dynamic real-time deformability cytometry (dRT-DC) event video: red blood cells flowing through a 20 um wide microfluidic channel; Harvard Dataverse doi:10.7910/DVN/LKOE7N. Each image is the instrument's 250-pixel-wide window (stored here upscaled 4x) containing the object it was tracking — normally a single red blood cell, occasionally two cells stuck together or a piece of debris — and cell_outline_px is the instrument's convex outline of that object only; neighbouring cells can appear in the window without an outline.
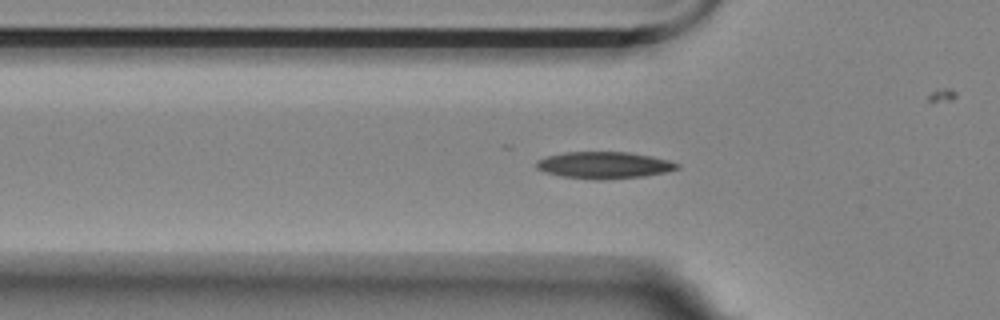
{"species": "Egyptian fruit bat (a non-hibernating species)", "species_latin": "Rousettus aegyptiacus", "temperature_condition": "room temperature", "stored_images_in_passage": 22, "camera_frame_rate_fps": 3000, "um_per_image_px": 0.085, "animal": {"sex": "female"}, "frame": {"image": 1, "passage_image": 5, "time_ms": 1.333, "image_size_px": [1000, 320], "cell_outline_px": [[680, 168], [664, 172], [644, 176], [600, 180], [560, 176], [544, 172], [536, 168], [536, 160], [548, 156], [564, 152], [628, 152], [652, 156], [668, 160], [680, 164]], "centroid_in_image_um": [51.33, 14.03], "position_along_channel_um": 74.5, "area_um2": 21.96}}
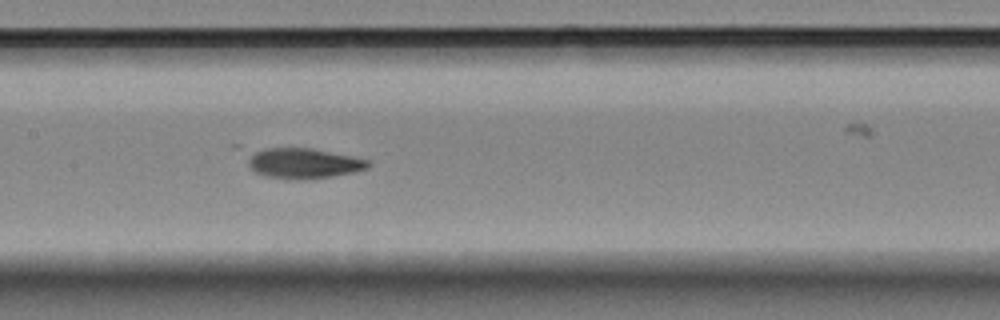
{"frame": {"image": 2, "passage_image": 14, "time_ms": 4.333, "image_size_px": [1000, 320], "cell_outline_px": [[372, 164], [368, 168], [352, 172], [332, 176], [300, 180], [268, 176], [256, 172], [248, 164], [248, 156], [256, 152], [268, 148], [312, 148], [372, 160]], "centroid_in_image_um": [25.88, 13.87], "position_along_channel_um": 181.5, "area_um2": 20.98}}
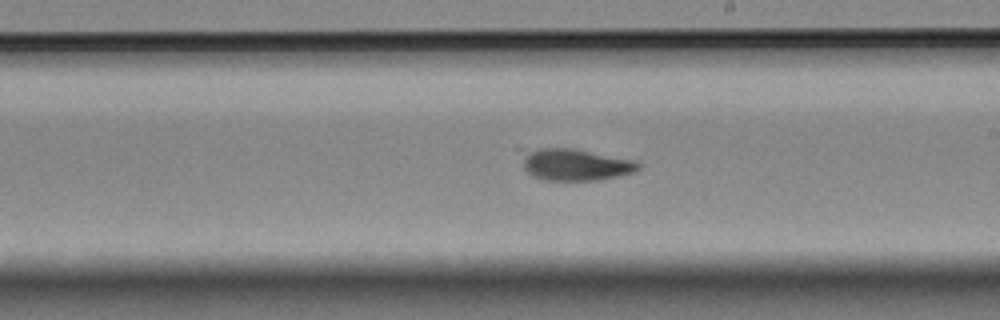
{"frame": {"image": 3, "passage_image": 19, "time_ms": 6.0, "image_size_px": [1000, 320], "cell_outline_px": [[640, 168], [632, 172], [620, 176], [596, 180], [544, 180], [532, 176], [524, 168], [516, 148], [572, 148], [636, 160], [640, 164]], "centroid_in_image_um": [48.78, 13.96], "position_along_channel_um": 240.2, "area_um2": 22.14}}